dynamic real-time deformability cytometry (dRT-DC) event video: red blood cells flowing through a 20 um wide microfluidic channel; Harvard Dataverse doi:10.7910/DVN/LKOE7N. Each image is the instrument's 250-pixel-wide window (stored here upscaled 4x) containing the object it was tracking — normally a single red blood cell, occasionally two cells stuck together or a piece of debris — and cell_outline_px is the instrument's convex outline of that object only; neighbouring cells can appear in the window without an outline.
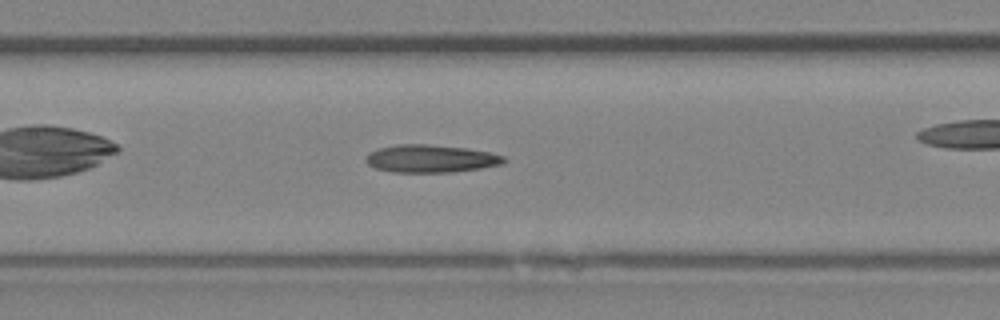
{"species": "Egyptian fruit bat (a non-hibernating species)", "species_latin": "Rousettus aegyptiacus", "temperature_condition": "room temperature", "stored_images_in_passage": 32, "camera_frame_rate_fps": 3000, "um_per_image_px": 0.085, "animal": {"sex": "female"}, "frame": {"image": 1, "passage_image": 10, "time_ms": 3.0, "image_size_px": [1000, 320], "cell_outline_px": [[508, 160], [504, 164], [480, 168], [452, 172], [392, 172], [376, 168], [368, 164], [364, 160], [368, 152], [380, 148], [400, 144], [424, 144], [464, 148], [488, 152], [504, 156]], "centroid_in_image_um": [36.61, 13.49], "position_along_channel_um": 170.8, "area_um2": 22.2}}